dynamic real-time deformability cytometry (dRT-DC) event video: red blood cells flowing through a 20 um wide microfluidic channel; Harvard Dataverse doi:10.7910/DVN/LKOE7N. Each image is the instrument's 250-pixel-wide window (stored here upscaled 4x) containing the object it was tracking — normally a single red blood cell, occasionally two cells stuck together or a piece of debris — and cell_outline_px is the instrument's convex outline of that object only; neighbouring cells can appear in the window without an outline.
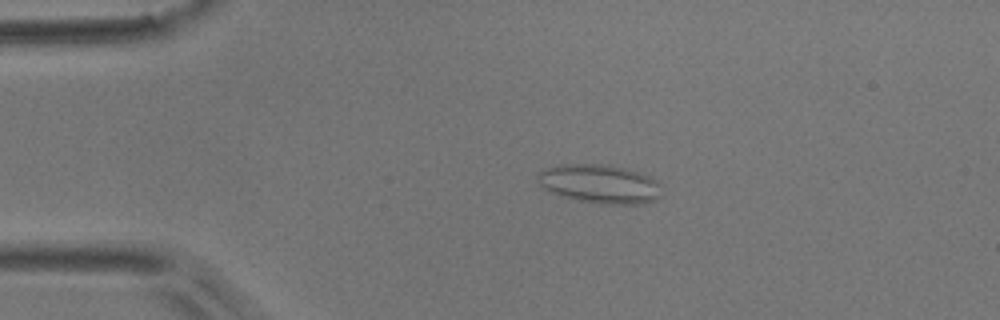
{"species": "common noctule bat (a hibernating species)", "species_latin": "Nyctalus noctula", "temperature_condition": "room temperature", "stored_images_in_passage": 53, "camera_frame_rate_fps": 3000, "um_per_image_px": 0.085, "animal": {"sex": "male", "body_mass_g": 17.9}, "frame": {"image": 1, "passage_image": 10, "time_ms": 3.0, "image_size_px": [1000, 320], "cell_outline_px": [[660, 196], [652, 200], [640, 204], [596, 204], [576, 200], [548, 192], [536, 180], [536, 176], [540, 168], [560, 164], [604, 164], [628, 168], [648, 176], [656, 180], [660, 184]], "centroid_in_image_um": [50.9, 15.62], "position_along_channel_um": 34.1, "area_um2": 28.5}}
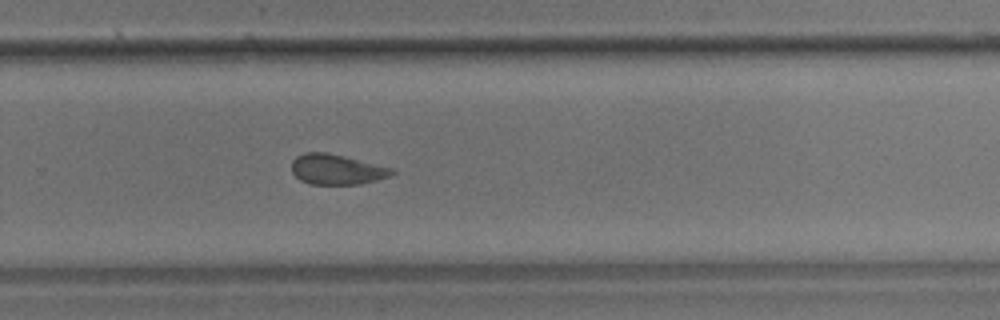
{"frame": {"image": 2, "passage_image": 35, "time_ms": 11.333, "image_size_px": [1000, 320], "cell_outline_px": [[396, 172], [388, 176], [376, 180], [360, 184], [312, 184], [300, 180], [292, 172], [292, 160], [296, 156], [304, 152], [328, 152], [392, 168]], "centroid_in_image_um": [28.58, 14.39], "position_along_channel_um": 301.2, "area_um2": 17.57}}
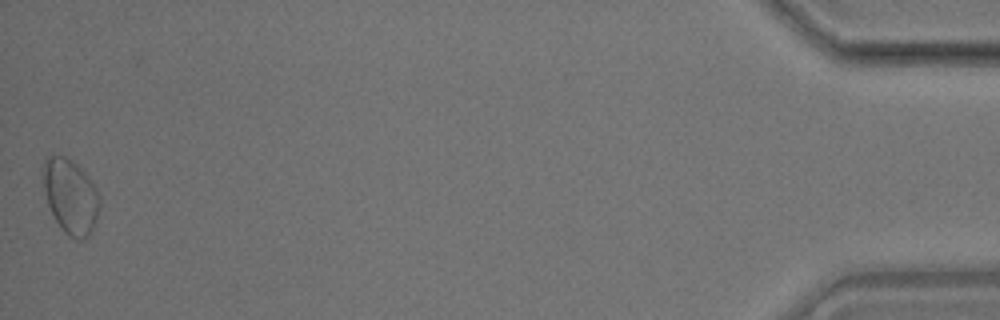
{"frame": {"image": 3, "passage_image": 53, "time_ms": 17.333, "image_size_px": [1000, 320], "cell_outline_px": [[100, 204], [96, 220], [88, 236], [84, 240], [80, 240], [68, 236], [64, 232], [56, 220], [48, 204], [44, 192], [44, 156], [64, 156], [72, 160], [88, 176], [100, 196]], "centroid_in_image_um": [6.01, 16.69], "position_along_channel_um": 429.2, "area_um2": 24.33}, "authors_computed_cell_mechanics": {"area_um2": 18.6116, "velocity_mm_per_s": 3.6759, "shape_relaxation_time_tau1_ms": null, "shape_relaxation_time_tau2_ms": 2.0595, "deformation_change_tau1": null, "deformation_change_tau2": 0.0839}}